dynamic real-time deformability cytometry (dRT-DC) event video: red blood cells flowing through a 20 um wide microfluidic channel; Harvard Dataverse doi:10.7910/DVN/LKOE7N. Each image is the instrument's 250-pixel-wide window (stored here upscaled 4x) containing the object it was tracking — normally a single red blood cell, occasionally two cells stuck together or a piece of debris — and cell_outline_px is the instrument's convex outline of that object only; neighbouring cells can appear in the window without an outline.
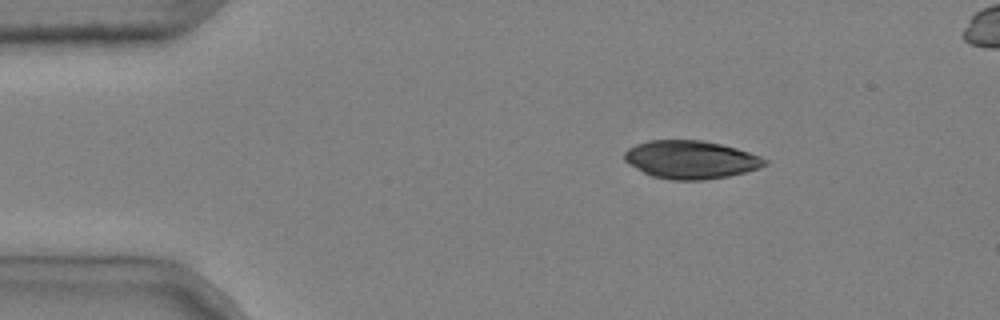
{"species": "common noctule bat (a hibernating species)", "species_latin": "Nyctalus noctula", "temperature_condition": "cold", "stored_images_in_passage": 6, "camera_frame_rate_fps": 3000, "um_per_image_px": 0.085, "animal": {"sex": "male", "body_mass_g": 20.4}, "frame": {"image": 1, "passage_image": 6, "time_ms": 1.667, "image_size_px": [1000, 320], "cell_outline_px": [[768, 164], [760, 168], [728, 176], [704, 180], [672, 180], [652, 176], [628, 164], [624, 160], [624, 152], [628, 148], [636, 144], [648, 140], [700, 140], [720, 144], [736, 148], [760, 156], [768, 160]], "centroid_in_image_um": [58.71, 13.57], "position_along_channel_um": 26.3, "area_um2": 31.15}}